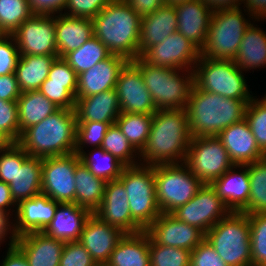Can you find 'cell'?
I'll return each mask as SVG.
<instances>
[{"instance_id":"9c48e42d","label":"cell","mask_w":266,"mask_h":266,"mask_svg":"<svg viewBox=\"0 0 266 266\" xmlns=\"http://www.w3.org/2000/svg\"><path fill=\"white\" fill-rule=\"evenodd\" d=\"M239 8L214 12L200 55L216 60H234L246 28L251 24ZM250 22V23H249Z\"/></svg>"},{"instance_id":"ba28073f","label":"cell","mask_w":266,"mask_h":266,"mask_svg":"<svg viewBox=\"0 0 266 266\" xmlns=\"http://www.w3.org/2000/svg\"><path fill=\"white\" fill-rule=\"evenodd\" d=\"M118 180L128 194L132 219L145 231L162 213L155 194L154 166L124 167Z\"/></svg>"},{"instance_id":"603a6c76","label":"cell","mask_w":266,"mask_h":266,"mask_svg":"<svg viewBox=\"0 0 266 266\" xmlns=\"http://www.w3.org/2000/svg\"><path fill=\"white\" fill-rule=\"evenodd\" d=\"M217 137L234 165H247L265 157L245 118L224 129Z\"/></svg>"},{"instance_id":"7402d4cb","label":"cell","mask_w":266,"mask_h":266,"mask_svg":"<svg viewBox=\"0 0 266 266\" xmlns=\"http://www.w3.org/2000/svg\"><path fill=\"white\" fill-rule=\"evenodd\" d=\"M43 158L29 156L16 142V174L9 184L14 202L41 194Z\"/></svg>"},{"instance_id":"277c9868","label":"cell","mask_w":266,"mask_h":266,"mask_svg":"<svg viewBox=\"0 0 266 266\" xmlns=\"http://www.w3.org/2000/svg\"><path fill=\"white\" fill-rule=\"evenodd\" d=\"M75 110L59 108L41 122L25 129L18 144L32 157L46 158L75 153Z\"/></svg>"},{"instance_id":"94428289","label":"cell","mask_w":266,"mask_h":266,"mask_svg":"<svg viewBox=\"0 0 266 266\" xmlns=\"http://www.w3.org/2000/svg\"><path fill=\"white\" fill-rule=\"evenodd\" d=\"M12 205H14V207L16 206L15 209L17 208V204L14 202L12 198L9 184L0 181V211H2L9 218H11L10 210L11 207H13Z\"/></svg>"},{"instance_id":"03108f58","label":"cell","mask_w":266,"mask_h":266,"mask_svg":"<svg viewBox=\"0 0 266 266\" xmlns=\"http://www.w3.org/2000/svg\"><path fill=\"white\" fill-rule=\"evenodd\" d=\"M8 142L0 135V148L5 146Z\"/></svg>"},{"instance_id":"816d5d0a","label":"cell","mask_w":266,"mask_h":266,"mask_svg":"<svg viewBox=\"0 0 266 266\" xmlns=\"http://www.w3.org/2000/svg\"><path fill=\"white\" fill-rule=\"evenodd\" d=\"M39 91L59 108L75 109L76 98L65 84L42 83Z\"/></svg>"},{"instance_id":"9a60e30c","label":"cell","mask_w":266,"mask_h":266,"mask_svg":"<svg viewBox=\"0 0 266 266\" xmlns=\"http://www.w3.org/2000/svg\"><path fill=\"white\" fill-rule=\"evenodd\" d=\"M141 57L151 65L193 70L199 60L200 50L176 31L161 43L149 48Z\"/></svg>"},{"instance_id":"44dd1931","label":"cell","mask_w":266,"mask_h":266,"mask_svg":"<svg viewBox=\"0 0 266 266\" xmlns=\"http://www.w3.org/2000/svg\"><path fill=\"white\" fill-rule=\"evenodd\" d=\"M128 62L122 56L111 54L89 70L80 73L75 98L88 97L115 89L119 73Z\"/></svg>"},{"instance_id":"836d02e7","label":"cell","mask_w":266,"mask_h":266,"mask_svg":"<svg viewBox=\"0 0 266 266\" xmlns=\"http://www.w3.org/2000/svg\"><path fill=\"white\" fill-rule=\"evenodd\" d=\"M19 115V138L21 133L32 125L56 112L59 107L39 90L22 92L17 99Z\"/></svg>"},{"instance_id":"681fc988","label":"cell","mask_w":266,"mask_h":266,"mask_svg":"<svg viewBox=\"0 0 266 266\" xmlns=\"http://www.w3.org/2000/svg\"><path fill=\"white\" fill-rule=\"evenodd\" d=\"M19 56L14 37L0 34V76L15 72Z\"/></svg>"},{"instance_id":"8d00e7d4","label":"cell","mask_w":266,"mask_h":266,"mask_svg":"<svg viewBox=\"0 0 266 266\" xmlns=\"http://www.w3.org/2000/svg\"><path fill=\"white\" fill-rule=\"evenodd\" d=\"M153 114L121 112L115 124L132 146L140 153L149 137Z\"/></svg>"},{"instance_id":"60d3db41","label":"cell","mask_w":266,"mask_h":266,"mask_svg":"<svg viewBox=\"0 0 266 266\" xmlns=\"http://www.w3.org/2000/svg\"><path fill=\"white\" fill-rule=\"evenodd\" d=\"M32 15L28 0H0V34L12 35Z\"/></svg>"},{"instance_id":"680465c9","label":"cell","mask_w":266,"mask_h":266,"mask_svg":"<svg viewBox=\"0 0 266 266\" xmlns=\"http://www.w3.org/2000/svg\"><path fill=\"white\" fill-rule=\"evenodd\" d=\"M6 257L0 262V266H29L24 254L12 243L8 244Z\"/></svg>"},{"instance_id":"8992f818","label":"cell","mask_w":266,"mask_h":266,"mask_svg":"<svg viewBox=\"0 0 266 266\" xmlns=\"http://www.w3.org/2000/svg\"><path fill=\"white\" fill-rule=\"evenodd\" d=\"M205 239L228 266H252L250 223L246 213L231 211L205 233Z\"/></svg>"},{"instance_id":"5b68a950","label":"cell","mask_w":266,"mask_h":266,"mask_svg":"<svg viewBox=\"0 0 266 266\" xmlns=\"http://www.w3.org/2000/svg\"><path fill=\"white\" fill-rule=\"evenodd\" d=\"M131 62L141 71L156 110L186 108L190 90L194 84L193 70L151 65L142 57ZM180 72L184 73L181 75Z\"/></svg>"},{"instance_id":"484cf974","label":"cell","mask_w":266,"mask_h":266,"mask_svg":"<svg viewBox=\"0 0 266 266\" xmlns=\"http://www.w3.org/2000/svg\"><path fill=\"white\" fill-rule=\"evenodd\" d=\"M91 214L89 209L76 203H59L54 218L42 232L65 243L79 241Z\"/></svg>"},{"instance_id":"6125c7cd","label":"cell","mask_w":266,"mask_h":266,"mask_svg":"<svg viewBox=\"0 0 266 266\" xmlns=\"http://www.w3.org/2000/svg\"><path fill=\"white\" fill-rule=\"evenodd\" d=\"M208 7H210L211 11L217 12L221 10H230L239 8L243 0H201Z\"/></svg>"},{"instance_id":"11a10c76","label":"cell","mask_w":266,"mask_h":266,"mask_svg":"<svg viewBox=\"0 0 266 266\" xmlns=\"http://www.w3.org/2000/svg\"><path fill=\"white\" fill-rule=\"evenodd\" d=\"M67 0H28L33 14L56 15L63 13Z\"/></svg>"},{"instance_id":"e7e4bbea","label":"cell","mask_w":266,"mask_h":266,"mask_svg":"<svg viewBox=\"0 0 266 266\" xmlns=\"http://www.w3.org/2000/svg\"><path fill=\"white\" fill-rule=\"evenodd\" d=\"M191 1H194V0H165V3L166 5H170V6H177L179 4H183V3H186V2H191Z\"/></svg>"},{"instance_id":"7c38bea8","label":"cell","mask_w":266,"mask_h":266,"mask_svg":"<svg viewBox=\"0 0 266 266\" xmlns=\"http://www.w3.org/2000/svg\"><path fill=\"white\" fill-rule=\"evenodd\" d=\"M80 163L76 152L43 158L41 193L58 203H75L74 172Z\"/></svg>"},{"instance_id":"8fae6325","label":"cell","mask_w":266,"mask_h":266,"mask_svg":"<svg viewBox=\"0 0 266 266\" xmlns=\"http://www.w3.org/2000/svg\"><path fill=\"white\" fill-rule=\"evenodd\" d=\"M184 164L204 184L211 185L234 164L217 136L192 137Z\"/></svg>"},{"instance_id":"ab89813d","label":"cell","mask_w":266,"mask_h":266,"mask_svg":"<svg viewBox=\"0 0 266 266\" xmlns=\"http://www.w3.org/2000/svg\"><path fill=\"white\" fill-rule=\"evenodd\" d=\"M101 148L111 153L125 167L140 164L137 162L139 161V152L127 140L116 124L108 128ZM136 154L138 155V160L135 159L137 157Z\"/></svg>"},{"instance_id":"ffe728a7","label":"cell","mask_w":266,"mask_h":266,"mask_svg":"<svg viewBox=\"0 0 266 266\" xmlns=\"http://www.w3.org/2000/svg\"><path fill=\"white\" fill-rule=\"evenodd\" d=\"M58 202L47 195L39 194L21 201L16 208L12 225L14 238L29 232H42L54 218Z\"/></svg>"},{"instance_id":"7a4b0ae2","label":"cell","mask_w":266,"mask_h":266,"mask_svg":"<svg viewBox=\"0 0 266 266\" xmlns=\"http://www.w3.org/2000/svg\"><path fill=\"white\" fill-rule=\"evenodd\" d=\"M247 104L245 100L223 97L193 84L185 108L191 136H218L224 129L245 118Z\"/></svg>"},{"instance_id":"be15d7a7","label":"cell","mask_w":266,"mask_h":266,"mask_svg":"<svg viewBox=\"0 0 266 266\" xmlns=\"http://www.w3.org/2000/svg\"><path fill=\"white\" fill-rule=\"evenodd\" d=\"M9 220L10 218L6 214H4L2 211H0V245L4 240H6L5 237H8L7 235L9 231H10L9 232L10 234L9 244H12V242L14 241V237L11 233L12 231L11 224H13V222L11 223Z\"/></svg>"},{"instance_id":"1f68e13d","label":"cell","mask_w":266,"mask_h":266,"mask_svg":"<svg viewBox=\"0 0 266 266\" xmlns=\"http://www.w3.org/2000/svg\"><path fill=\"white\" fill-rule=\"evenodd\" d=\"M57 58L58 56L48 55H20L14 73L21 92L39 90Z\"/></svg>"},{"instance_id":"f5cc1de1","label":"cell","mask_w":266,"mask_h":266,"mask_svg":"<svg viewBox=\"0 0 266 266\" xmlns=\"http://www.w3.org/2000/svg\"><path fill=\"white\" fill-rule=\"evenodd\" d=\"M190 266H228L211 244L204 239L191 251Z\"/></svg>"},{"instance_id":"d4e9b609","label":"cell","mask_w":266,"mask_h":266,"mask_svg":"<svg viewBox=\"0 0 266 266\" xmlns=\"http://www.w3.org/2000/svg\"><path fill=\"white\" fill-rule=\"evenodd\" d=\"M178 21L177 31L200 51L207 39V32L213 12L201 0H194L174 6Z\"/></svg>"},{"instance_id":"e575fe53","label":"cell","mask_w":266,"mask_h":266,"mask_svg":"<svg viewBox=\"0 0 266 266\" xmlns=\"http://www.w3.org/2000/svg\"><path fill=\"white\" fill-rule=\"evenodd\" d=\"M74 179L75 203L93 213L103 201L107 182L93 175L82 162L76 167Z\"/></svg>"},{"instance_id":"3957f363","label":"cell","mask_w":266,"mask_h":266,"mask_svg":"<svg viewBox=\"0 0 266 266\" xmlns=\"http://www.w3.org/2000/svg\"><path fill=\"white\" fill-rule=\"evenodd\" d=\"M94 36L111 54L139 57L141 17L124 0H111L93 19Z\"/></svg>"},{"instance_id":"7bdbcfd3","label":"cell","mask_w":266,"mask_h":266,"mask_svg":"<svg viewBox=\"0 0 266 266\" xmlns=\"http://www.w3.org/2000/svg\"><path fill=\"white\" fill-rule=\"evenodd\" d=\"M247 215L250 223L252 266H266V213Z\"/></svg>"},{"instance_id":"f1b7e54d","label":"cell","mask_w":266,"mask_h":266,"mask_svg":"<svg viewBox=\"0 0 266 266\" xmlns=\"http://www.w3.org/2000/svg\"><path fill=\"white\" fill-rule=\"evenodd\" d=\"M77 122H104L115 124L121 113L118 95L111 89L88 97L76 98Z\"/></svg>"},{"instance_id":"4fadbf2b","label":"cell","mask_w":266,"mask_h":266,"mask_svg":"<svg viewBox=\"0 0 266 266\" xmlns=\"http://www.w3.org/2000/svg\"><path fill=\"white\" fill-rule=\"evenodd\" d=\"M230 212L216 190L211 185L204 184L191 200L178 207L171 215L206 233Z\"/></svg>"},{"instance_id":"ac0fdd59","label":"cell","mask_w":266,"mask_h":266,"mask_svg":"<svg viewBox=\"0 0 266 266\" xmlns=\"http://www.w3.org/2000/svg\"><path fill=\"white\" fill-rule=\"evenodd\" d=\"M145 231L157 244L189 251L195 249L205 239L202 230L165 213H161Z\"/></svg>"},{"instance_id":"7dc6e473","label":"cell","mask_w":266,"mask_h":266,"mask_svg":"<svg viewBox=\"0 0 266 266\" xmlns=\"http://www.w3.org/2000/svg\"><path fill=\"white\" fill-rule=\"evenodd\" d=\"M78 76L70 65L63 59L57 58L49 71L48 78L43 83L65 84L74 96L77 92Z\"/></svg>"},{"instance_id":"30bf717a","label":"cell","mask_w":266,"mask_h":266,"mask_svg":"<svg viewBox=\"0 0 266 266\" xmlns=\"http://www.w3.org/2000/svg\"><path fill=\"white\" fill-rule=\"evenodd\" d=\"M154 179L158 206L165 214L186 204L204 185L184 163L154 165Z\"/></svg>"},{"instance_id":"4dcf8cb0","label":"cell","mask_w":266,"mask_h":266,"mask_svg":"<svg viewBox=\"0 0 266 266\" xmlns=\"http://www.w3.org/2000/svg\"><path fill=\"white\" fill-rule=\"evenodd\" d=\"M150 236L146 231L125 234L107 262L109 266H151Z\"/></svg>"},{"instance_id":"74e56055","label":"cell","mask_w":266,"mask_h":266,"mask_svg":"<svg viewBox=\"0 0 266 266\" xmlns=\"http://www.w3.org/2000/svg\"><path fill=\"white\" fill-rule=\"evenodd\" d=\"M79 156L83 165H85L93 175L106 182L117 180L125 167L111 153L106 152L101 147H95L91 153L89 152L88 154L86 151H83Z\"/></svg>"},{"instance_id":"f907efd6","label":"cell","mask_w":266,"mask_h":266,"mask_svg":"<svg viewBox=\"0 0 266 266\" xmlns=\"http://www.w3.org/2000/svg\"><path fill=\"white\" fill-rule=\"evenodd\" d=\"M111 0H67L63 14L93 19Z\"/></svg>"},{"instance_id":"d6a6232c","label":"cell","mask_w":266,"mask_h":266,"mask_svg":"<svg viewBox=\"0 0 266 266\" xmlns=\"http://www.w3.org/2000/svg\"><path fill=\"white\" fill-rule=\"evenodd\" d=\"M233 61L242 71L265 68L266 32L251 23L244 32L238 53Z\"/></svg>"},{"instance_id":"003e7915","label":"cell","mask_w":266,"mask_h":266,"mask_svg":"<svg viewBox=\"0 0 266 266\" xmlns=\"http://www.w3.org/2000/svg\"><path fill=\"white\" fill-rule=\"evenodd\" d=\"M96 266H109L107 263H103V264H96Z\"/></svg>"},{"instance_id":"6da1fadb","label":"cell","mask_w":266,"mask_h":266,"mask_svg":"<svg viewBox=\"0 0 266 266\" xmlns=\"http://www.w3.org/2000/svg\"><path fill=\"white\" fill-rule=\"evenodd\" d=\"M191 138L186 109L157 110L146 145L139 153V163L150 166L184 163Z\"/></svg>"},{"instance_id":"e0dca14e","label":"cell","mask_w":266,"mask_h":266,"mask_svg":"<svg viewBox=\"0 0 266 266\" xmlns=\"http://www.w3.org/2000/svg\"><path fill=\"white\" fill-rule=\"evenodd\" d=\"M93 214L103 222L120 228L126 234L144 231L132 219L128 194L124 185L118 179L106 183L103 201Z\"/></svg>"},{"instance_id":"cb8c5ba5","label":"cell","mask_w":266,"mask_h":266,"mask_svg":"<svg viewBox=\"0 0 266 266\" xmlns=\"http://www.w3.org/2000/svg\"><path fill=\"white\" fill-rule=\"evenodd\" d=\"M25 256L29 266H59L65 242L43 232H29L12 242Z\"/></svg>"},{"instance_id":"6f0895ef","label":"cell","mask_w":266,"mask_h":266,"mask_svg":"<svg viewBox=\"0 0 266 266\" xmlns=\"http://www.w3.org/2000/svg\"><path fill=\"white\" fill-rule=\"evenodd\" d=\"M142 18L165 5V0H124Z\"/></svg>"},{"instance_id":"4316f807","label":"cell","mask_w":266,"mask_h":266,"mask_svg":"<svg viewBox=\"0 0 266 266\" xmlns=\"http://www.w3.org/2000/svg\"><path fill=\"white\" fill-rule=\"evenodd\" d=\"M237 168L242 171H236ZM211 186L230 211L241 212L248 205L251 188L248 165H233Z\"/></svg>"},{"instance_id":"ee69618b","label":"cell","mask_w":266,"mask_h":266,"mask_svg":"<svg viewBox=\"0 0 266 266\" xmlns=\"http://www.w3.org/2000/svg\"><path fill=\"white\" fill-rule=\"evenodd\" d=\"M151 266H190L191 251L149 240Z\"/></svg>"},{"instance_id":"f546056e","label":"cell","mask_w":266,"mask_h":266,"mask_svg":"<svg viewBox=\"0 0 266 266\" xmlns=\"http://www.w3.org/2000/svg\"><path fill=\"white\" fill-rule=\"evenodd\" d=\"M56 48L58 57L80 48L94 36L93 21L88 18L71 17L65 14L55 16Z\"/></svg>"},{"instance_id":"f6af8a7d","label":"cell","mask_w":266,"mask_h":266,"mask_svg":"<svg viewBox=\"0 0 266 266\" xmlns=\"http://www.w3.org/2000/svg\"><path fill=\"white\" fill-rule=\"evenodd\" d=\"M111 125L104 122H77L75 152L81 154L85 144L101 147L105 134Z\"/></svg>"},{"instance_id":"d590c367","label":"cell","mask_w":266,"mask_h":266,"mask_svg":"<svg viewBox=\"0 0 266 266\" xmlns=\"http://www.w3.org/2000/svg\"><path fill=\"white\" fill-rule=\"evenodd\" d=\"M110 55L108 48L98 38L93 36L80 48L68 53L63 59L78 76Z\"/></svg>"},{"instance_id":"c3c4849f","label":"cell","mask_w":266,"mask_h":266,"mask_svg":"<svg viewBox=\"0 0 266 266\" xmlns=\"http://www.w3.org/2000/svg\"><path fill=\"white\" fill-rule=\"evenodd\" d=\"M59 266H96L87 249L79 242H66Z\"/></svg>"},{"instance_id":"2e32d148","label":"cell","mask_w":266,"mask_h":266,"mask_svg":"<svg viewBox=\"0 0 266 266\" xmlns=\"http://www.w3.org/2000/svg\"><path fill=\"white\" fill-rule=\"evenodd\" d=\"M115 91L121 112L154 114L157 111L141 71L131 61L120 71Z\"/></svg>"},{"instance_id":"52a82bcc","label":"cell","mask_w":266,"mask_h":266,"mask_svg":"<svg viewBox=\"0 0 266 266\" xmlns=\"http://www.w3.org/2000/svg\"><path fill=\"white\" fill-rule=\"evenodd\" d=\"M193 83L204 91L247 103L255 97L248 90L243 71L232 60H216L200 55L193 69Z\"/></svg>"},{"instance_id":"d6986e66","label":"cell","mask_w":266,"mask_h":266,"mask_svg":"<svg viewBox=\"0 0 266 266\" xmlns=\"http://www.w3.org/2000/svg\"><path fill=\"white\" fill-rule=\"evenodd\" d=\"M126 233L100 220L93 213L87 219L79 242L87 249L96 264L107 263L111 253Z\"/></svg>"},{"instance_id":"db71d44e","label":"cell","mask_w":266,"mask_h":266,"mask_svg":"<svg viewBox=\"0 0 266 266\" xmlns=\"http://www.w3.org/2000/svg\"><path fill=\"white\" fill-rule=\"evenodd\" d=\"M16 174V142L0 148V181L10 184Z\"/></svg>"},{"instance_id":"f35d334b","label":"cell","mask_w":266,"mask_h":266,"mask_svg":"<svg viewBox=\"0 0 266 266\" xmlns=\"http://www.w3.org/2000/svg\"><path fill=\"white\" fill-rule=\"evenodd\" d=\"M247 165L251 188L248 205L241 212L266 213V156Z\"/></svg>"},{"instance_id":"91938a15","label":"cell","mask_w":266,"mask_h":266,"mask_svg":"<svg viewBox=\"0 0 266 266\" xmlns=\"http://www.w3.org/2000/svg\"><path fill=\"white\" fill-rule=\"evenodd\" d=\"M250 19L254 18L260 21L259 19H266V0H243ZM252 16V17H251Z\"/></svg>"},{"instance_id":"83f0119b","label":"cell","mask_w":266,"mask_h":266,"mask_svg":"<svg viewBox=\"0 0 266 266\" xmlns=\"http://www.w3.org/2000/svg\"><path fill=\"white\" fill-rule=\"evenodd\" d=\"M178 21L175 7L163 5L150 15L141 18L139 57L149 48L161 43L166 37L176 32Z\"/></svg>"},{"instance_id":"5bb4252c","label":"cell","mask_w":266,"mask_h":266,"mask_svg":"<svg viewBox=\"0 0 266 266\" xmlns=\"http://www.w3.org/2000/svg\"><path fill=\"white\" fill-rule=\"evenodd\" d=\"M12 36L19 55L58 56L54 15L33 14Z\"/></svg>"},{"instance_id":"9f6ffc18","label":"cell","mask_w":266,"mask_h":266,"mask_svg":"<svg viewBox=\"0 0 266 266\" xmlns=\"http://www.w3.org/2000/svg\"><path fill=\"white\" fill-rule=\"evenodd\" d=\"M15 73L0 76V99L4 101H17L21 95Z\"/></svg>"},{"instance_id":"b9f144b4","label":"cell","mask_w":266,"mask_h":266,"mask_svg":"<svg viewBox=\"0 0 266 266\" xmlns=\"http://www.w3.org/2000/svg\"><path fill=\"white\" fill-rule=\"evenodd\" d=\"M262 99L253 98L246 106L247 121L258 147L266 156V95Z\"/></svg>"},{"instance_id":"bcb514c9","label":"cell","mask_w":266,"mask_h":266,"mask_svg":"<svg viewBox=\"0 0 266 266\" xmlns=\"http://www.w3.org/2000/svg\"><path fill=\"white\" fill-rule=\"evenodd\" d=\"M0 135L7 142H18L19 115L17 101L0 99Z\"/></svg>"}]
</instances>
